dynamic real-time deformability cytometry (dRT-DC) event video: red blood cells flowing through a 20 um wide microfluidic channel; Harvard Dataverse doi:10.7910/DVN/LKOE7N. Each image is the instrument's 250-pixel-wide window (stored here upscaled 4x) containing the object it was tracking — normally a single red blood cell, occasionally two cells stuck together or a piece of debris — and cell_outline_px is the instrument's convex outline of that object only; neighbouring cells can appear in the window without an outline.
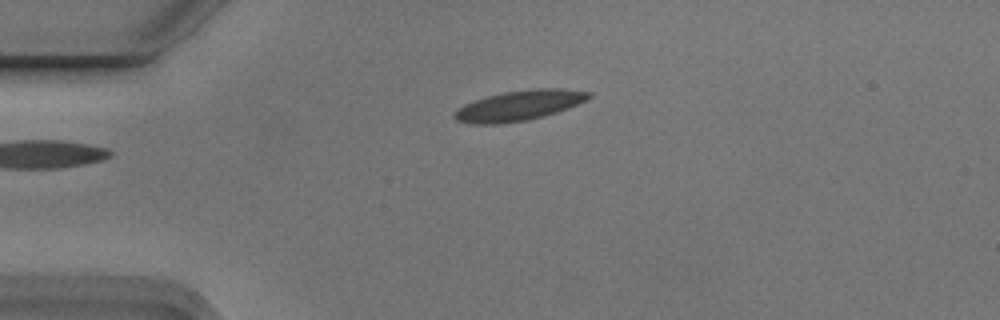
{"species": "Egyptian fruit bat (a non-hibernating species)", "species_latin": "Rousettus aegyptiacus", "temperature_condition": "cold", "stored_images_in_passage": 4, "camera_frame_rate_fps": 3000, "um_per_image_px": 0.085, "animal": {"sex": "male"}, "frame": {"image": 1, "passage_image": 4, "time_ms": 1.0, "image_size_px": [1000, 320], "cell_outline_px": [[592, 96], [588, 100], [568, 108], [544, 116], [528, 120], [496, 124], [472, 124], [456, 120], [452, 116], [464, 104], [488, 96], [504, 92], [536, 88], [560, 88], [592, 92]], "centroid_in_image_um": [44.17, 8.97], "position_along_channel_um": 40.8, "area_um2": 23.52}}